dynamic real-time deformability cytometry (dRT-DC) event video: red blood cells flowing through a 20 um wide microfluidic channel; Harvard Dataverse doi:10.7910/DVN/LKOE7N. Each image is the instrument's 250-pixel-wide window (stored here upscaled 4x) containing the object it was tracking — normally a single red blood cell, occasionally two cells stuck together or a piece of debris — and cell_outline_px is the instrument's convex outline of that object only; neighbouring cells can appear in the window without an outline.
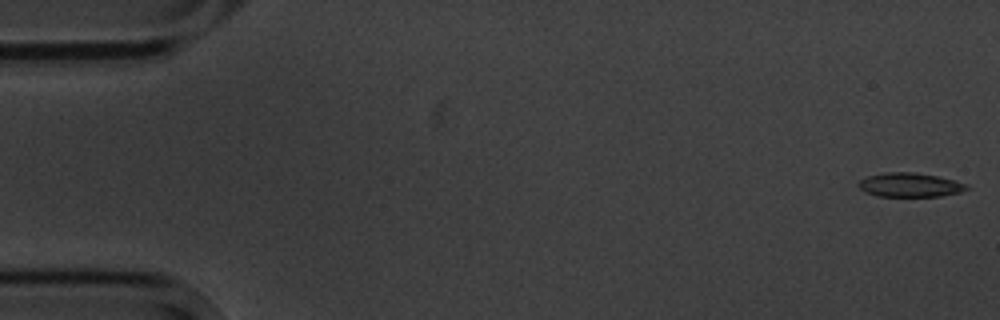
{"species": "common noctule bat (a hibernating species)", "species_latin": "Nyctalus noctula", "temperature_condition": "cold", "stored_images_in_passage": 5, "camera_frame_rate_fps": 3000, "um_per_image_px": 0.085, "animal": {"sex": "male", "body_mass_g": 20.1, "forearm_length_mm": 53.5}, "frame": {"image": 1, "passage_image": 1, "time_ms": 0.0, "image_size_px": [1000, 320], "cell_outline_px": [[968, 188], [960, 192], [940, 196], [880, 196], [864, 192], [856, 184], [860, 180], [868, 176], [884, 172], [916, 172], [936, 176], [968, 184]], "centroid_in_image_um": [77.3, 15.71], "position_along_channel_um": 7.7, "area_um2": 15.09}}
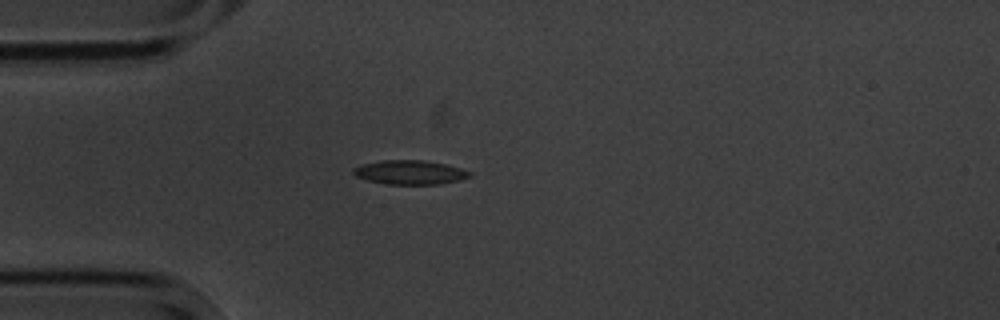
{"frame": {"image": 2, "passage_image": 4, "time_ms": 4.667, "image_size_px": [1000, 320], "cell_outline_px": [[472, 176], [460, 180], [440, 184], [388, 184], [368, 180], [356, 176], [352, 172], [352, 168], [360, 164], [384, 160], [424, 160], [444, 164], [460, 168], [472, 172]], "centroid_in_image_um": [34.84, 14.64], "position_along_channel_um": 50.2, "area_um2": 16.36}}